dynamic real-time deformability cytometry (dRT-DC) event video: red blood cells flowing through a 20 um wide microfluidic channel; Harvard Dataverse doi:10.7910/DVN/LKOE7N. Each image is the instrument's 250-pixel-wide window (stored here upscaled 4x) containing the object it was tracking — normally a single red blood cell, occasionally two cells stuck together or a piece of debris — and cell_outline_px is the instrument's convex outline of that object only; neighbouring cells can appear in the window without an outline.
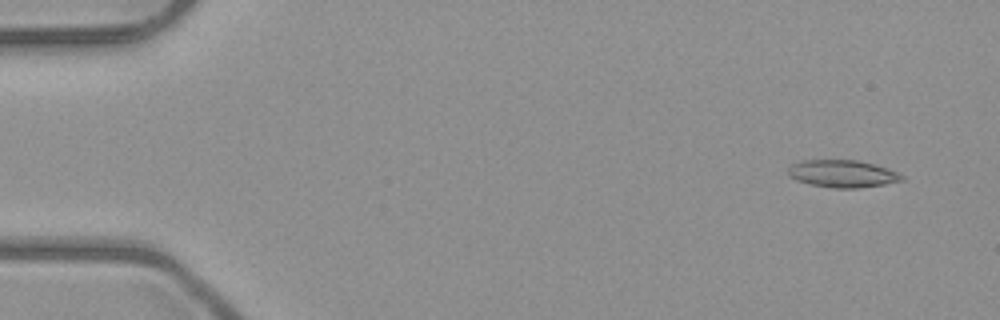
{"species": "common noctule bat (a hibernating species)", "species_latin": "Nyctalus noctula", "temperature_condition": "room temperature", "stored_images_in_passage": 6, "camera_frame_rate_fps": 3000, "um_per_image_px": 0.085, "animal": {"sex": "male", "body_mass_g": 23.1, "forearm_length_mm": 52.7}, "frame": {"image": 1, "passage_image": 1, "time_ms": 0.0, "image_size_px": [1000, 320], "cell_outline_px": [[904, 180], [884, 184], [856, 188], [832, 188], [812, 184], [796, 180], [788, 176], [788, 168], [792, 164], [804, 160], [856, 160], [872, 164], [896, 172], [904, 176]], "centroid_in_image_um": [71.57, 14.77], "position_along_channel_um": 13.4, "area_um2": 17.86}}
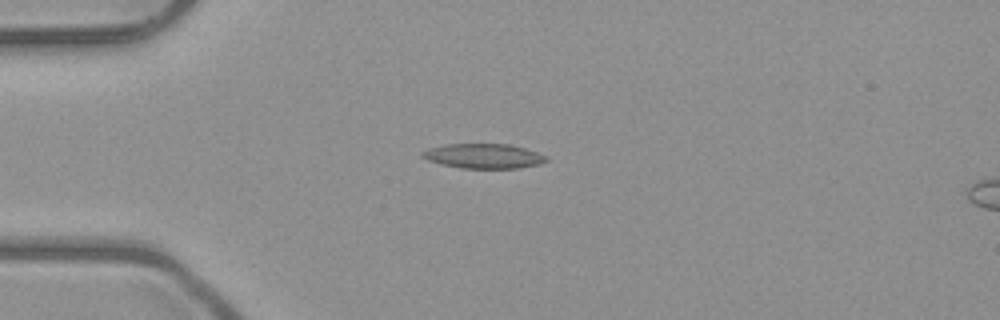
{"frame": {"image": 2, "passage_image": 4, "time_ms": 3.333, "image_size_px": [1000, 320], "cell_outline_px": [[548, 160], [540, 164], [520, 168], [460, 168], [440, 164], [428, 160], [420, 156], [420, 152], [428, 148], [444, 144], [508, 144], [524, 148], [536, 152], [544, 156]], "centroid_in_image_um": [41.04, 13.26], "position_along_channel_um": 44.0, "area_um2": 17.86}}
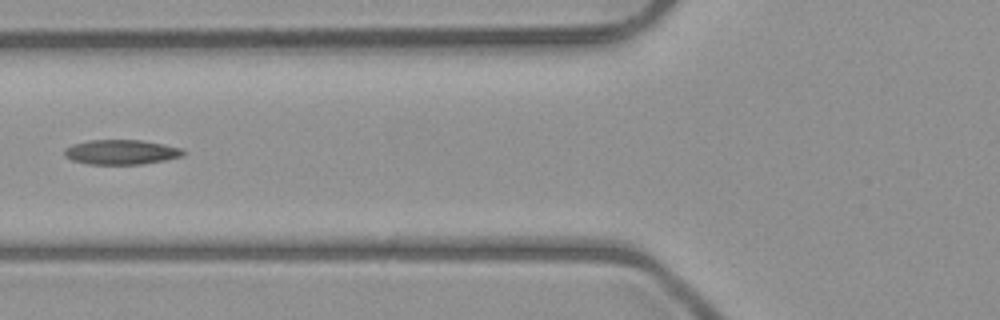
{"frame": {"image": 3, "passage_image": 6, "time_ms": 5.667, "image_size_px": [1000, 320], "cell_outline_px": [[188, 152], [184, 156], [164, 160], [140, 164], [88, 164], [72, 160], [64, 156], [64, 148], [72, 144], [88, 140], [140, 140], [164, 144], [184, 148]], "centroid_in_image_um": [10.33, 12.92], "position_along_channel_um": 115.5, "area_um2": 17.34}}